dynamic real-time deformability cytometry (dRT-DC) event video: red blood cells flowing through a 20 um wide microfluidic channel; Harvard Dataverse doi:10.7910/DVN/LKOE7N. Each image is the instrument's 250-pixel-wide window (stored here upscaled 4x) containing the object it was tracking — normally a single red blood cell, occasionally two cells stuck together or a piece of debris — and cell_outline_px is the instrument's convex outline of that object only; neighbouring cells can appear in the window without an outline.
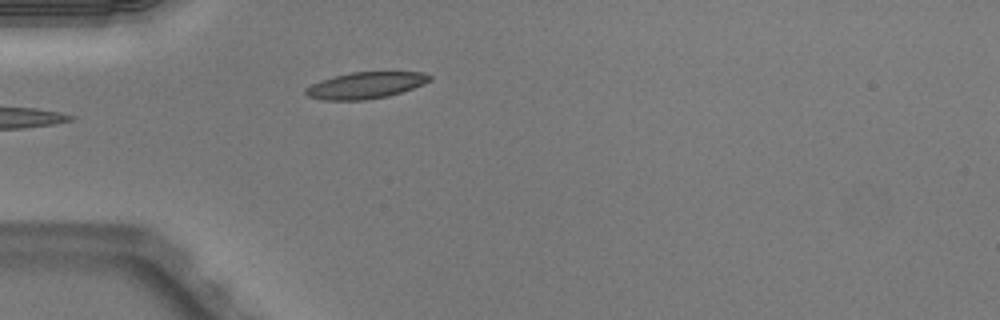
{"species": "Egyptian fruit bat (a non-hibernating species)", "species_latin": "Rousettus aegyptiacus", "temperature_condition": "warm", "stored_images_in_passage": 23, "camera_frame_rate_fps": 3000, "um_per_image_px": 0.085, "animal": {"sex": "male"}, "frame": {"image": 1, "passage_image": 1, "time_ms": 0.0, "image_size_px": [1000, 320], "cell_outline_px": [[432, 80], [424, 84], [388, 96], [364, 100], [324, 100], [308, 96], [304, 92], [304, 88], [320, 80], [352, 72], [424, 72], [432, 76]], "centroid_in_image_um": [31.08, 7.25], "position_along_channel_um": 53.9, "area_um2": 19.07}}
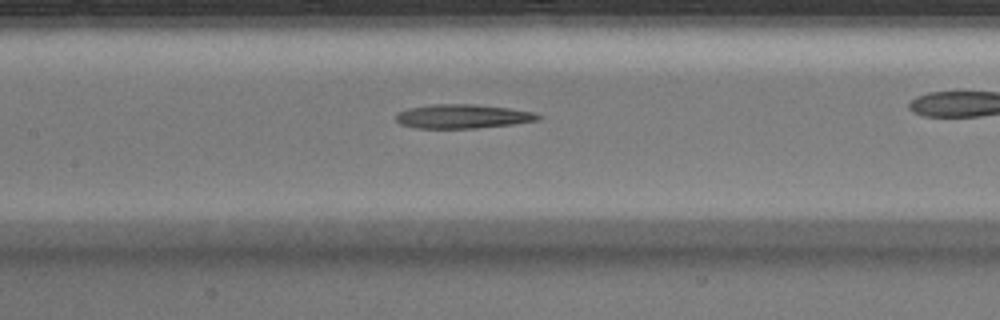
{"frame": {"image": 2, "passage_image": 7, "time_ms": 2.0, "image_size_px": [1000, 320], "cell_outline_px": [[544, 116], [540, 120], [512, 124], [476, 128], [416, 128], [400, 124], [396, 120], [396, 112], [408, 108], [432, 104], [472, 104], [508, 108], [536, 112]], "centroid_in_image_um": [39.34, 9.89], "position_along_channel_um": 168.1, "area_um2": 20.06}}
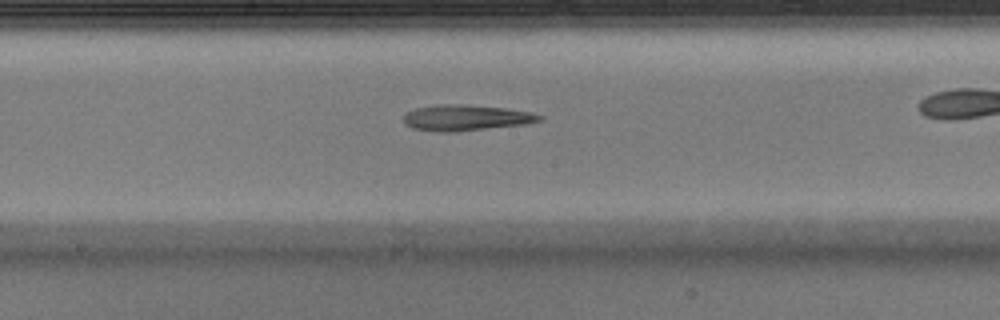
{"frame": {"image": 3, "passage_image": 10, "time_ms": 3.0, "image_size_px": [1000, 320], "cell_outline_px": [[544, 120], [524, 124], [448, 132], [444, 132], [412, 128], [404, 124], [404, 116], [408, 112], [416, 108], [444, 104], [456, 104], [508, 108], [532, 112], [544, 116]], "centroid_in_image_um": [39.65, 10.0], "position_along_channel_um": 208.5, "area_um2": 20.17}}